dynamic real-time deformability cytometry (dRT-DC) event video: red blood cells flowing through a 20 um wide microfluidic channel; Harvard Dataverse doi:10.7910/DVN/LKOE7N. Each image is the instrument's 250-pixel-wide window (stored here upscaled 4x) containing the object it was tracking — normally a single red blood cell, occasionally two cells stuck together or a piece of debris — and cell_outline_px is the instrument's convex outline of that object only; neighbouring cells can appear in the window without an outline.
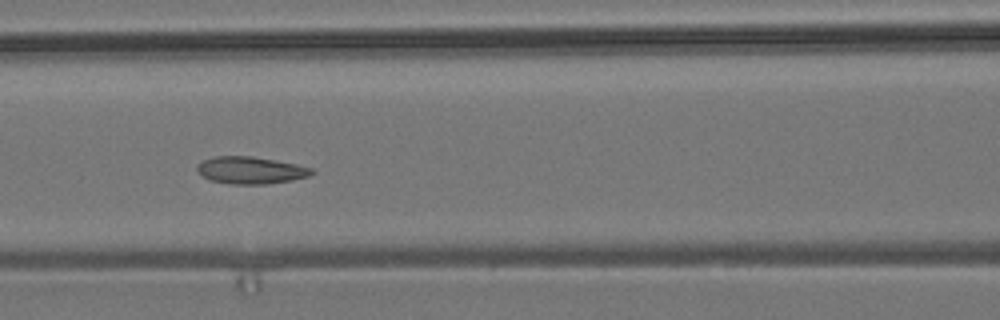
{"species": "common noctule bat (a hibernating species)", "species_latin": "Nyctalus noctula", "temperature_condition": "room temperature", "stored_images_in_passage": 8, "camera_frame_rate_fps": 3000, "um_per_image_px": 0.085, "animal": {"sex": "male", "body_mass_g": 19.2, "forearm_length_mm": 51.8}, "frame": {"image": 1, "passage_image": 7, "time_ms": 7.333, "image_size_px": [1000, 320], "cell_outline_px": [[316, 172], [308, 176], [292, 180], [268, 184], [228, 184], [212, 180], [204, 176], [196, 168], [204, 160], [216, 156], [252, 156], [296, 164], [312, 168]], "centroid_in_image_um": [21.35, 14.47], "position_along_channel_um": 145.2, "area_um2": 17.92}}
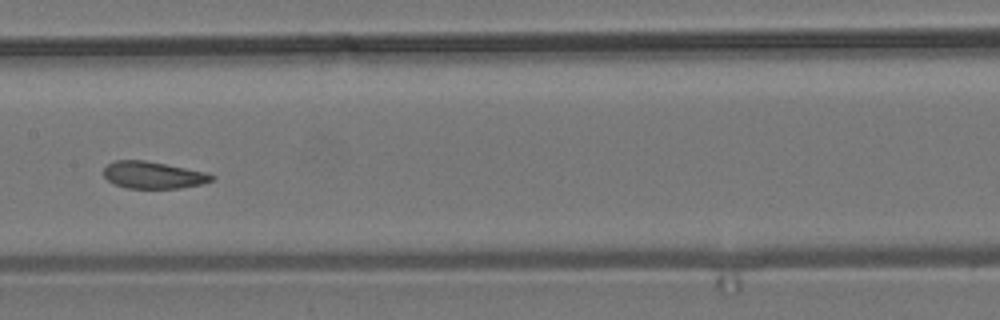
{"frame": {"image": 2, "passage_image": 8, "time_ms": 8.667, "image_size_px": [1000, 320], "cell_outline_px": [[216, 176], [212, 180], [200, 184], [180, 188], [128, 188], [116, 184], [108, 180], [104, 176], [104, 168], [108, 164], [116, 160], [144, 160], [208, 172]], "centroid_in_image_um": [13.04, 14.87], "position_along_channel_um": 194.4, "area_um2": 16.88}}